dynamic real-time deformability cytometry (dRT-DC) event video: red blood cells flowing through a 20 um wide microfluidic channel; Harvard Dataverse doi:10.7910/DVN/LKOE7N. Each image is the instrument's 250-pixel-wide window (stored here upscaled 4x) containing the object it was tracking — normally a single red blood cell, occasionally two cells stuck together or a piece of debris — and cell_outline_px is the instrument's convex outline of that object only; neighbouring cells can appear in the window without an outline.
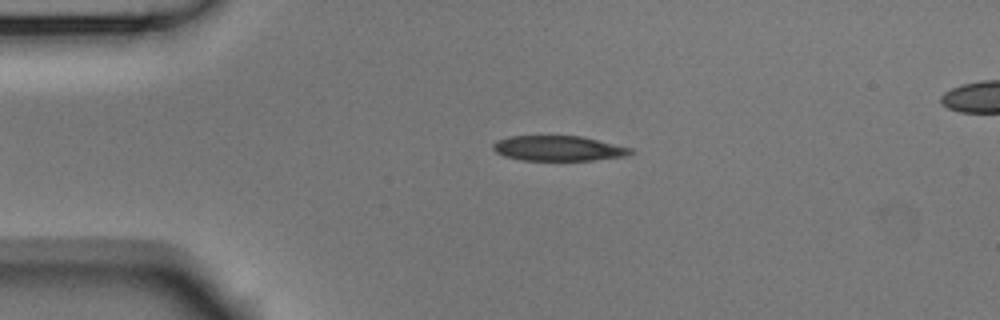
{"species": "Egyptian fruit bat (a non-hibernating species)", "species_latin": "Rousettus aegyptiacus", "temperature_condition": "room temperature", "stored_images_in_passage": 40, "camera_frame_rate_fps": 3000, "um_per_image_px": 0.085, "animal": {"sex": "male"}, "frame": {"image": 1, "passage_image": 6, "time_ms": 1.667, "image_size_px": [1000, 320], "cell_outline_px": [[632, 152], [624, 156], [592, 160], [520, 160], [504, 156], [496, 152], [492, 148], [492, 144], [496, 140], [508, 136], [580, 136], [632, 148]], "centroid_in_image_um": [47.39, 12.6], "position_along_channel_um": 37.6, "area_um2": 20.0}}
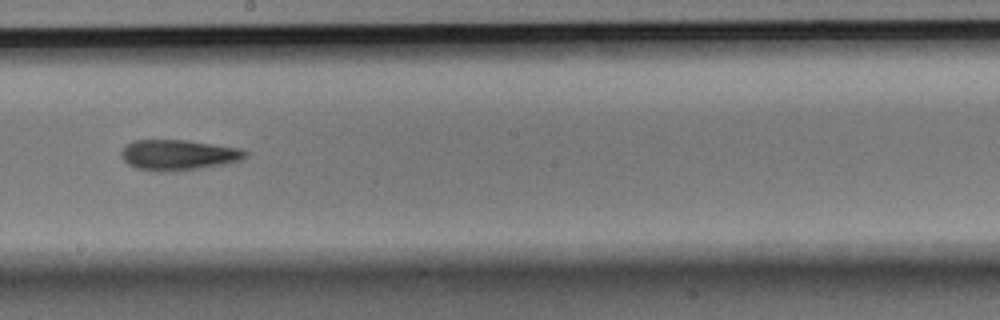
{"frame": {"image": 2, "passage_image": 24, "time_ms": 7.667, "image_size_px": [1000, 320], "cell_outline_px": [[248, 156], [240, 160], [224, 164], [168, 172], [156, 172], [136, 168], [128, 164], [124, 160], [120, 152], [132, 140], [188, 140], [240, 148], [248, 152]], "centroid_in_image_um": [15.16, 13.17], "position_along_channel_um": 233.0, "area_um2": 22.02}}
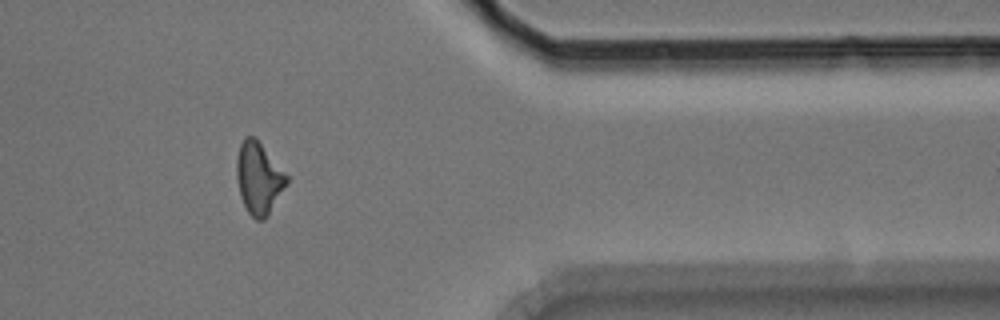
{"frame": {"image": 3, "passage_image": 38, "time_ms": 12.333, "image_size_px": [1000, 320], "cell_outline_px": [[288, 184], [268, 216], [264, 220], [256, 220], [248, 212], [240, 196], [236, 176], [236, 160], [240, 144], [244, 136], [256, 136], [288, 176]], "centroid_in_image_um": [22.0, 15.13], "position_along_channel_um": 389.4, "area_um2": 21.27}, "authors_computed_cell_mechanics": {"area_um2": 21.4149, "velocity_mm_per_s": 3.7538, "shape_relaxation_time_tau1_ms": 4.6621, "shape_relaxation_time_tau2_ms": 4.9527, "deformation_change_tau1": 0.1519, "deformation_change_tau2": 0.171}}